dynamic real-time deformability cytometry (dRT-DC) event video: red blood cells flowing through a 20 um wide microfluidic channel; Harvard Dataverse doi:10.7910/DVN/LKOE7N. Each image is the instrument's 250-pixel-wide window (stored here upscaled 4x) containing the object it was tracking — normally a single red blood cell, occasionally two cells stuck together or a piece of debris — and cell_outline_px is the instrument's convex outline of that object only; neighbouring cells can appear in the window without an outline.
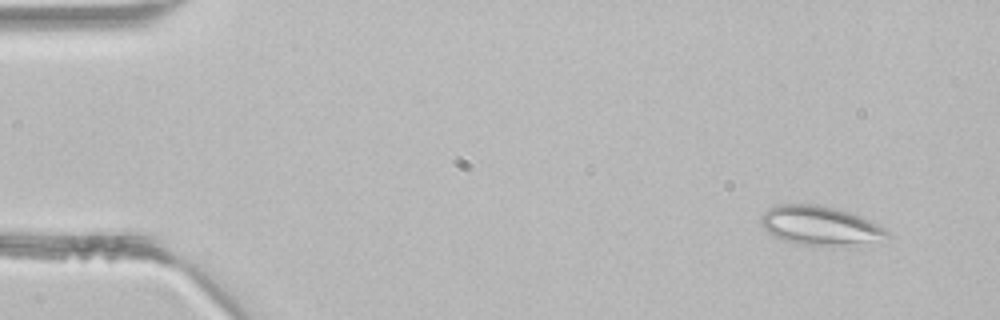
{"species": "common noctule bat (a hibernating species)", "species_latin": "Nyctalus noctula", "temperature_condition": "room temperature", "stored_images_in_passage": 4, "segment_of_instrument_passage": [1, 2], "camera_frame_rate_fps": 3000, "um_per_image_px": 0.085, "animal": {"sex": "male", "body_mass_g": 21.5, "forearm_length_mm": 52.0}, "frame": {"image": 1, "passage_image": 1, "time_ms": 0.0, "image_size_px": [1000, 320], "cell_outline_px": [[892, 236], [844, 248], [832, 248], [804, 244], [784, 240], [772, 236], [760, 224], [760, 216], [768, 208], [780, 204], [816, 204], [848, 212], [868, 220], [884, 228]], "centroid_in_image_um": [69.68, 19.21], "position_along_channel_um": 15.3, "area_um2": 28.96}}